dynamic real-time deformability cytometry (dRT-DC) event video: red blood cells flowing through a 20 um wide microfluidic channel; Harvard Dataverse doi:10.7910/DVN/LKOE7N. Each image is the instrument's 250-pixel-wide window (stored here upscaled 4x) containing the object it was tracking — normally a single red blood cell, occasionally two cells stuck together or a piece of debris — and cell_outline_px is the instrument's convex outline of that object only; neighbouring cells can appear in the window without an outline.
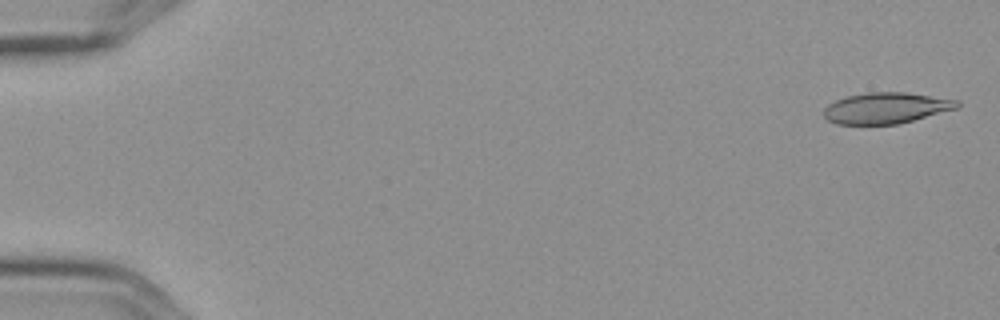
{"species": "Egyptian fruit bat (a non-hibernating species)", "species_latin": "Rousettus aegyptiacus", "temperature_condition": "cold", "stored_images_in_passage": 5, "camera_frame_rate_fps": 3000, "um_per_image_px": 0.085, "frame": {"image": 1, "passage_image": 1, "time_ms": 0.0, "image_size_px": [1000, 320], "cell_outline_px": [[960, 104], [956, 108], [912, 120], [896, 124], [836, 124], [828, 120], [824, 116], [824, 108], [828, 104], [836, 100], [848, 96], [868, 92], [904, 92], [960, 100]], "centroid_in_image_um": [75.29, 9.17], "position_along_channel_um": 9.7, "area_um2": 23.81}}
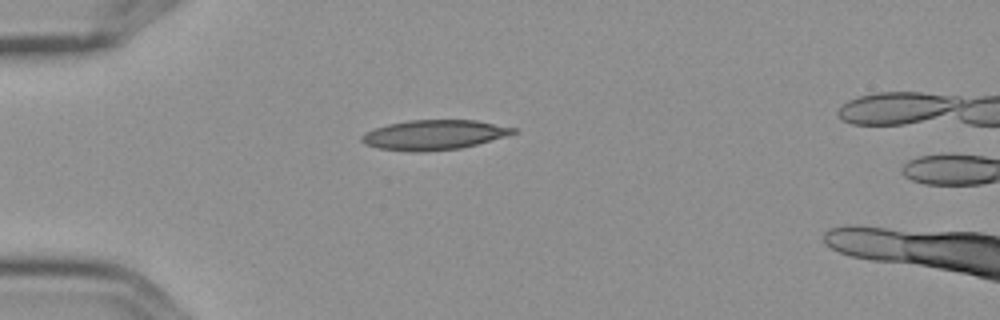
{"frame": {"image": 2, "passage_image": 4, "time_ms": 1.0, "image_size_px": [1000, 320], "cell_outline_px": [[520, 132], [476, 144], [460, 148], [424, 152], [416, 152], [376, 148], [364, 144], [360, 140], [360, 136], [364, 132], [388, 124], [408, 120], [476, 120], [516, 128]], "centroid_in_image_um": [36.86, 11.46], "position_along_channel_um": 48.1, "area_um2": 26.41}}